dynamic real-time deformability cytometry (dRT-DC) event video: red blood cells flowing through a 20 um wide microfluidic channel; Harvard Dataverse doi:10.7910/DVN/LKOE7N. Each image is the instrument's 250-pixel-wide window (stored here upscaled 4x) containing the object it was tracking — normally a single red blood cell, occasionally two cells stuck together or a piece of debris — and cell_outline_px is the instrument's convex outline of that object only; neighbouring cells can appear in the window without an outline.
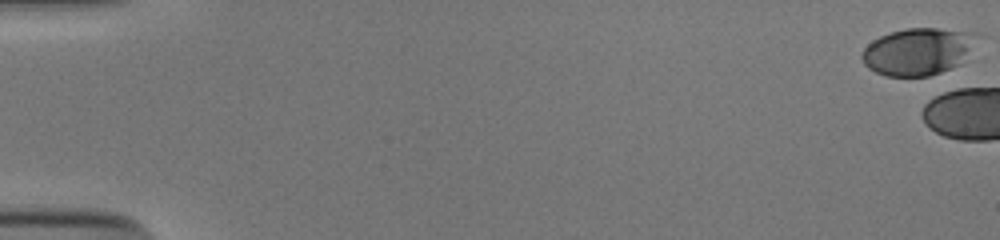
{"species": "human", "species_latin": "Homo sapiens", "temperature_condition": "cold", "stored_images_in_passage": 6, "camera_frame_rate_fps": 3000, "um_per_image_px": 0.085, "donor": {"sex": "male"}, "frame": {"image": 1, "passage_image": 1, "time_ms": 0.0, "image_size_px": [1000, 240], "cell_outline_px": [[972, 36], [960, 64], [952, 68], [928, 76], [884, 76], [868, 68], [864, 64], [860, 56], [864, 48], [872, 40], [880, 36], [892, 32], [908, 28], [936, 28], [968, 32]], "centroid_in_image_um": [77.86, 4.4], "position_along_channel_um": 7.1, "area_um2": 30.52}}